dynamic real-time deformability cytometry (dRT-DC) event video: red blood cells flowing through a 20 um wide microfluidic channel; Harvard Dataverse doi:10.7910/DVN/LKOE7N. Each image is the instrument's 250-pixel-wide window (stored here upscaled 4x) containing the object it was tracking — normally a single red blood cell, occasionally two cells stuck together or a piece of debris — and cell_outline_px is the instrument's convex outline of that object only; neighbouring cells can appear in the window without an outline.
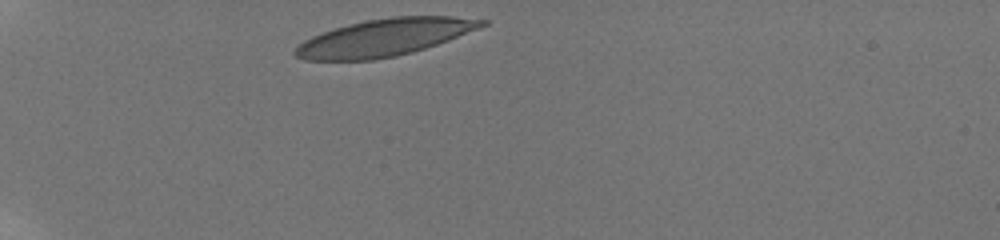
{"species": "human", "species_latin": "Homo sapiens", "temperature_condition": "room temperature", "stored_images_in_passage": 15, "camera_frame_rate_fps": 3000, "um_per_image_px": 0.085, "donor": {"sex": "male"}, "frame": {"image": 1, "passage_image": 1, "time_ms": 0.0, "image_size_px": [1000, 240], "cell_outline_px": [[488, 24], [480, 28], [448, 40], [412, 52], [396, 56], [372, 60], [304, 60], [296, 56], [292, 52], [304, 40], [312, 36], [348, 24], [364, 20], [392, 16], [452, 16], [488, 20]], "centroid_in_image_um": [32.69, 3.18], "position_along_channel_um": 52.3, "area_um2": 40.23}}
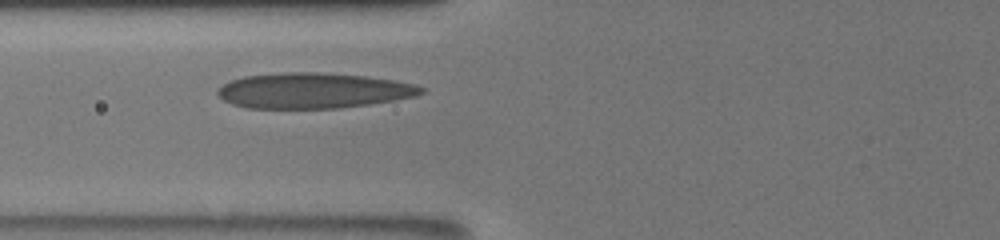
{"frame": {"image": 2, "passage_image": 14, "time_ms": 2.333, "image_size_px": [1000, 240], "cell_outline_px": [[424, 92], [412, 96], [396, 100], [340, 108], [248, 108], [232, 104], [224, 100], [216, 92], [224, 84], [232, 80], [244, 76], [288, 72], [316, 72], [364, 76], [392, 80], [416, 84], [424, 88]], "centroid_in_image_um": [26.63, 7.7], "position_along_channel_um": 99.2, "area_um2": 41.73}}